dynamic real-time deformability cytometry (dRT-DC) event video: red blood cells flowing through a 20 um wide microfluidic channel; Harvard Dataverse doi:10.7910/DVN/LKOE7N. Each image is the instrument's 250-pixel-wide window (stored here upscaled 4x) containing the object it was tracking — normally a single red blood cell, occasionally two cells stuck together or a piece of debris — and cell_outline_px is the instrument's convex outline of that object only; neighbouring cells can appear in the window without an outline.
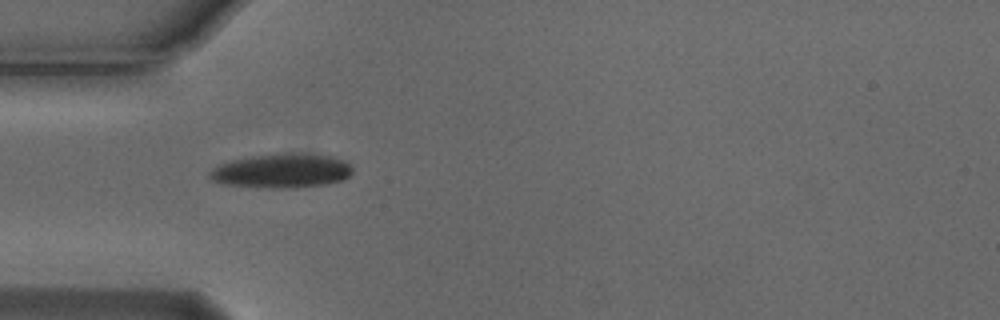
{"species": "Egyptian fruit bat (a non-hibernating species)", "species_latin": "Rousettus aegyptiacus", "temperature_condition": "cold", "stored_images_in_passage": 5, "camera_frame_rate_fps": 3000, "um_per_image_px": 0.085, "animal": {"sex": "male"}, "frame": {"image": 1, "passage_image": 4, "time_ms": 1.0, "image_size_px": [1000, 320], "cell_outline_px": [[352, 172], [344, 180], [328, 184], [296, 188], [260, 188], [220, 184], [208, 180], [208, 172], [216, 164], [228, 160], [252, 156], [332, 156], [344, 160], [352, 168]], "centroid_in_image_um": [23.83, 14.59], "position_along_channel_um": 61.2, "area_um2": 28.15}}
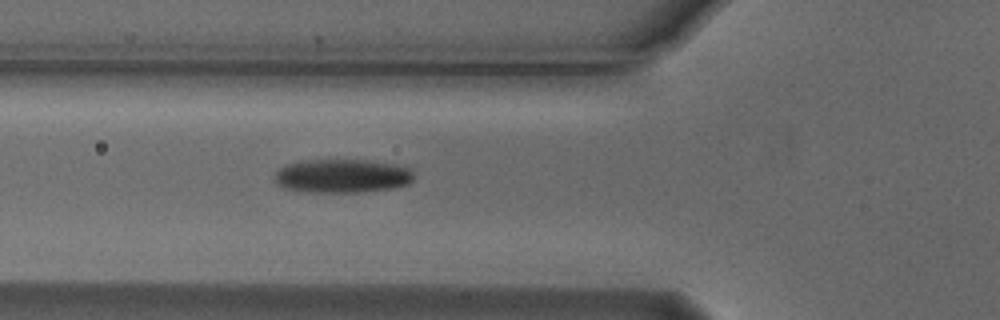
{"frame": {"image": 2, "passage_image": 5, "time_ms": 1.333, "image_size_px": [1000, 320], "cell_outline_px": [[412, 180], [408, 184], [396, 188], [356, 192], [296, 192], [284, 188], [276, 184], [276, 172], [280, 168], [288, 164], [308, 160], [364, 160], [396, 164], [412, 168]], "centroid_in_image_um": [29.09, 14.97], "position_along_channel_um": 96.7, "area_um2": 27.46}}